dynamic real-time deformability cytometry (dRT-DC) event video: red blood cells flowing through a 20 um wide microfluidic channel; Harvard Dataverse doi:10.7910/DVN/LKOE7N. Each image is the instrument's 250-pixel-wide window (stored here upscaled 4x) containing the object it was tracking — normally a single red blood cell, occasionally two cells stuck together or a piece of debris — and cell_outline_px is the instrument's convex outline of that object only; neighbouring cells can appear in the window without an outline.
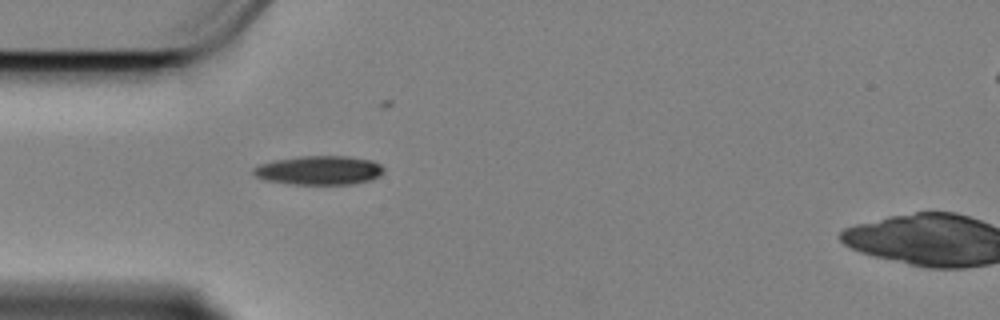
{"species": "Egyptian fruit bat (a non-hibernating species)", "species_latin": "Rousettus aegyptiacus", "temperature_condition": "cold", "stored_images_in_passage": 44, "camera_frame_rate_fps": 3000, "um_per_image_px": 0.085, "animal": {"sex": "female"}, "frame": {"image": 1, "passage_image": 1, "time_ms": 0.0, "image_size_px": [1000, 320], "cell_outline_px": [[384, 172], [380, 176], [372, 180], [352, 184], [288, 184], [264, 180], [256, 176], [252, 172], [252, 168], [260, 164], [276, 160], [300, 156], [348, 156], [372, 160], [380, 164], [384, 168]], "centroid_in_image_um": [27.15, 14.48], "position_along_channel_um": 57.9, "area_um2": 22.2}}
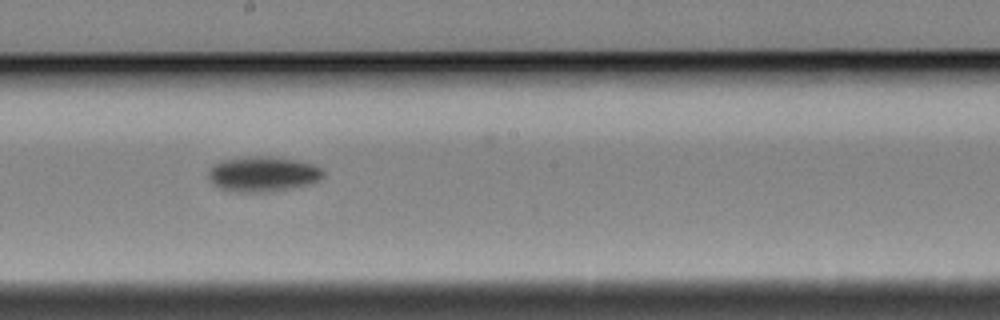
{"frame": {"image": 2, "passage_image": 16, "time_ms": 5.0, "image_size_px": [1000, 320], "cell_outline_px": [[324, 176], [320, 180], [312, 184], [276, 192], [232, 192], [220, 188], [212, 184], [208, 180], [208, 172], [212, 164], [224, 160], [248, 156], [264, 156], [292, 160], [312, 164], [324, 168]], "centroid_in_image_um": [22.35, 14.82], "position_along_channel_um": 225.9, "area_um2": 23.99}}
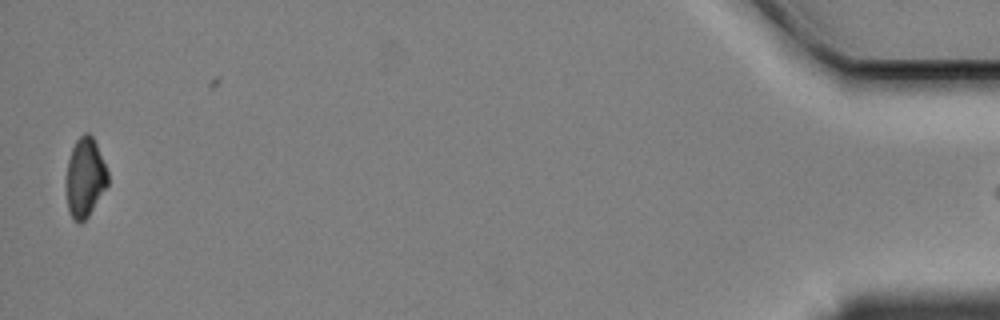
{"frame": {"image": 3, "passage_image": 42, "time_ms": 13.667, "image_size_px": [1000, 320], "cell_outline_px": [[108, 184], [88, 216], [80, 224], [72, 220], [68, 212], [64, 184], [68, 160], [72, 148], [76, 140], [84, 132], [88, 132], [92, 136], [96, 144], [108, 172]], "centroid_in_image_um": [7.18, 15.12], "position_along_channel_um": 428.0, "area_um2": 19.54}, "authors_computed_cell_mechanics": {"area_um2": 21.7906, "velocity_mm_per_s": 3.3976, "shape_relaxation_time_tau1_ms": 3.5596, "shape_relaxation_time_tau2_ms": null, "deformation_change_tau1": 0.1043, "deformation_change_tau2": null}}